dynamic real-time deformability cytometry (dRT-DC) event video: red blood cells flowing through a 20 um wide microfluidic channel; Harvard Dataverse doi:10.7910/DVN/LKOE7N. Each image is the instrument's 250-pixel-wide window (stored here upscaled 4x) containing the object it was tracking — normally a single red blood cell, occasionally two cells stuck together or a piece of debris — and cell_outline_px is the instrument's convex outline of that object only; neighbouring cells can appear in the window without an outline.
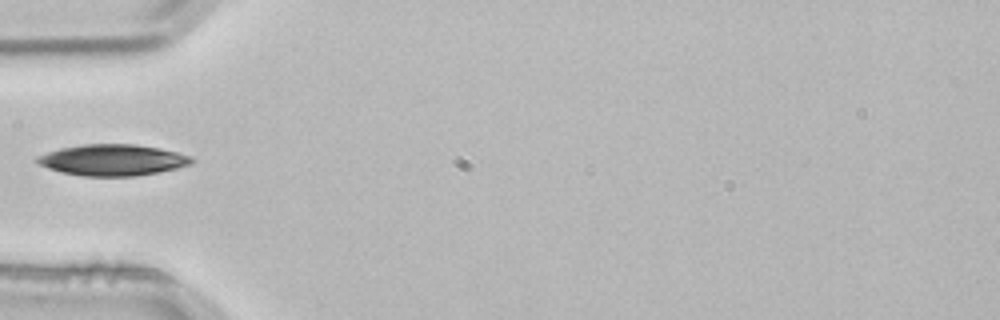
{"species": "common noctule bat (a hibernating species)", "species_latin": "Nyctalus noctula", "temperature_condition": "room temperature", "stored_images_in_passage": 3, "camera_frame_rate_fps": 3000, "um_per_image_px": 0.085, "animal": {"sex": "male", "body_mass_g": 21.5, "forearm_length_mm": 52.0}, "frame": {"image": 1, "passage_image": 3, "time_ms": 0.667, "image_size_px": [1000, 320], "cell_outline_px": [[196, 160], [192, 164], [176, 168], [136, 176], [84, 176], [60, 172], [36, 164], [36, 156], [60, 148], [84, 144], [136, 144], [176, 152], [192, 156]], "centroid_in_image_um": [9.55, 13.6], "position_along_channel_um": 75.4, "area_um2": 28.09}}